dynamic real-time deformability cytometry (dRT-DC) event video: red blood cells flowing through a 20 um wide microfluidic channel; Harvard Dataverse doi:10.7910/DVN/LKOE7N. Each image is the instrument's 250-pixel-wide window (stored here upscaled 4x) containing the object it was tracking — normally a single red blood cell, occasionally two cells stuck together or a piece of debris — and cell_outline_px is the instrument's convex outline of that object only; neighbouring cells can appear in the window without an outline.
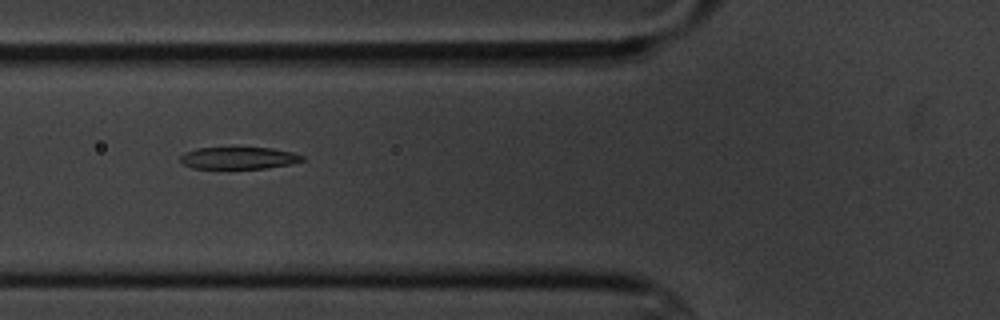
{"species": "common noctule bat (a hibernating species)", "species_latin": "Nyctalus noctula", "temperature_condition": "cold", "stored_images_in_passage": 5, "camera_frame_rate_fps": 3000, "um_per_image_px": 0.085, "animal": {"sex": "male", "body_mass_g": 20.1, "forearm_length_mm": 53.5}, "frame": {"image": 1, "passage_image": 5, "time_ms": 4.667, "image_size_px": [1000, 320], "cell_outline_px": [[304, 160], [288, 164], [264, 168], [192, 168], [184, 164], [180, 160], [180, 156], [184, 152], [196, 148], [272, 148], [292, 152], [304, 156]], "centroid_in_image_um": [20.26, 13.42], "position_along_channel_um": 105.5, "area_um2": 15.43}}